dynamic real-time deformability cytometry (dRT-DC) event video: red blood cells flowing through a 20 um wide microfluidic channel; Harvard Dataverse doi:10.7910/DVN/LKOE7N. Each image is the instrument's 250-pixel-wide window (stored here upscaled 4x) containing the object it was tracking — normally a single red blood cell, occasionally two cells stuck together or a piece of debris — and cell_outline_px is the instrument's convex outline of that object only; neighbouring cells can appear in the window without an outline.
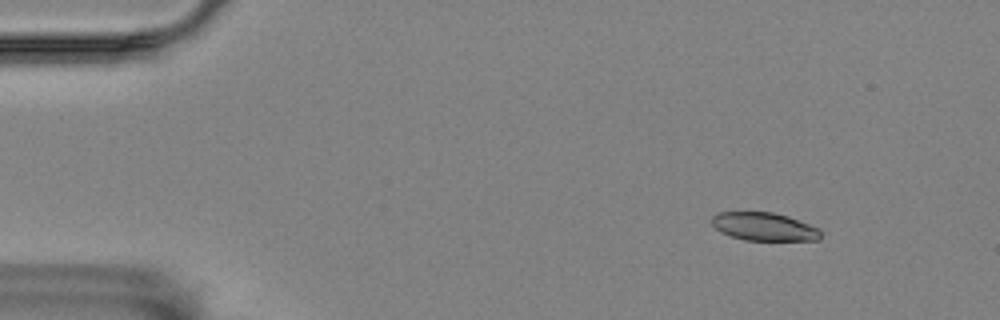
{"species": "Egyptian fruit bat (a non-hibernating species)", "species_latin": "Rousettus aegyptiacus", "temperature_condition": "room temperature", "stored_images_in_passage": 52, "camera_frame_rate_fps": 3000, "um_per_image_px": 0.085, "animal": {"sex": "female"}, "frame": {"image": 1, "passage_image": 1, "time_ms": 0.0, "image_size_px": [1000, 320], "cell_outline_px": [[820, 240], [744, 240], [720, 232], [712, 224], [712, 216], [716, 212], [772, 212], [788, 216], [820, 228]], "centroid_in_image_um": [64.94, 19.26], "position_along_channel_um": 20.1, "area_um2": 17.86}}
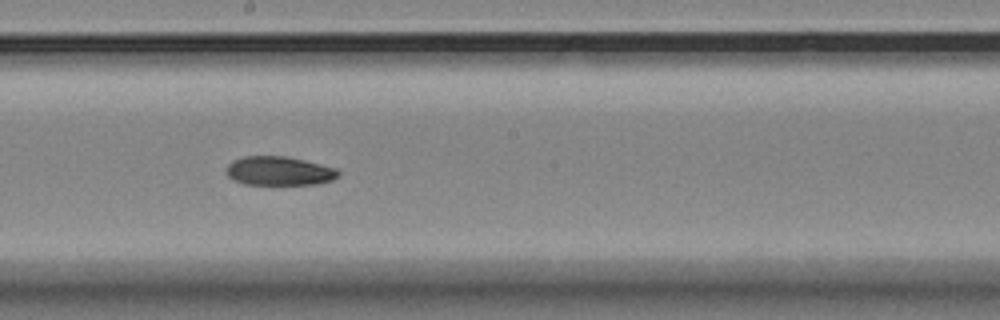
{"frame": {"image": 2, "passage_image": 26, "time_ms": 8.333, "image_size_px": [1000, 320], "cell_outline_px": [[340, 176], [332, 180], [316, 184], [244, 184], [232, 180], [224, 172], [224, 168], [232, 160], [244, 156], [288, 156], [336, 168], [340, 172]], "centroid_in_image_um": [23.68, 14.53], "position_along_channel_um": 224.5, "area_um2": 19.13}}
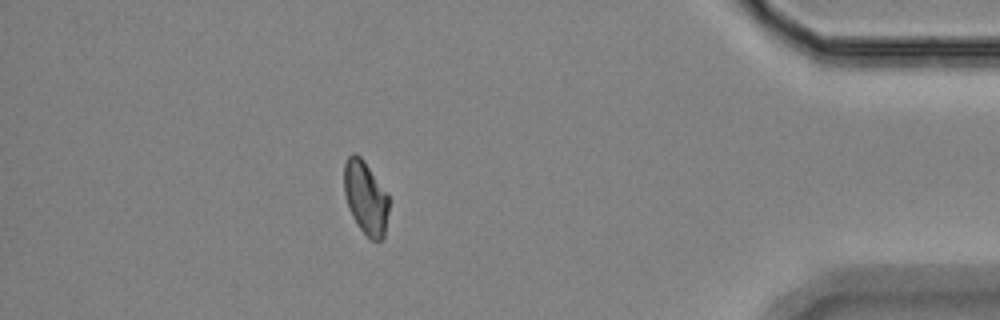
{"frame": {"image": 3, "passage_image": 45, "time_ms": 14.667, "image_size_px": [1000, 320], "cell_outline_px": [[388, 212], [384, 236], [380, 240], [372, 240], [360, 228], [352, 216], [348, 208], [344, 192], [344, 164], [348, 156], [352, 152], [356, 152], [364, 160], [388, 192]], "centroid_in_image_um": [31.07, 16.75], "position_along_channel_um": 404.1, "area_um2": 19.25}}